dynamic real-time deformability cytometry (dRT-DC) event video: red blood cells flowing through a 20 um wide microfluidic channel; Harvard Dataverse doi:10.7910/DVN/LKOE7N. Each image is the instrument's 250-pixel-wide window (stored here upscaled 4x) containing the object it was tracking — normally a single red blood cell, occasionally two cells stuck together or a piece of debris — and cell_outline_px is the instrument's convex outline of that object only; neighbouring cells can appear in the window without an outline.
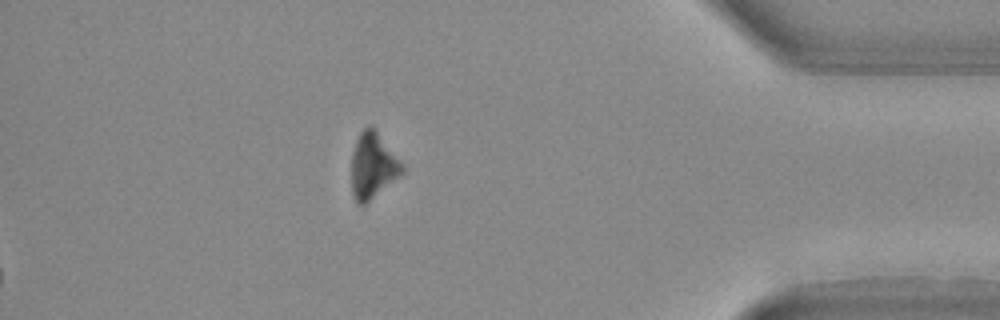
{"species": "Egyptian fruit bat (a non-hibernating species)", "species_latin": "Rousettus aegyptiacus", "temperature_condition": "warm", "stored_images_in_passage": 27, "camera_frame_rate_fps": 3000, "um_per_image_px": 0.085, "animal": {"sex": "female"}, "frame": {"image": 1, "passage_image": 27, "time_ms": 8.667, "image_size_px": [1000, 320], "cell_outline_px": [[404, 172], [364, 204], [356, 204], [352, 192], [352, 152], [356, 140], [360, 132], [368, 124], [376, 132], [404, 164]], "centroid_in_image_um": [31.68, 14.09], "position_along_channel_um": 403.5, "area_um2": 18.96}}